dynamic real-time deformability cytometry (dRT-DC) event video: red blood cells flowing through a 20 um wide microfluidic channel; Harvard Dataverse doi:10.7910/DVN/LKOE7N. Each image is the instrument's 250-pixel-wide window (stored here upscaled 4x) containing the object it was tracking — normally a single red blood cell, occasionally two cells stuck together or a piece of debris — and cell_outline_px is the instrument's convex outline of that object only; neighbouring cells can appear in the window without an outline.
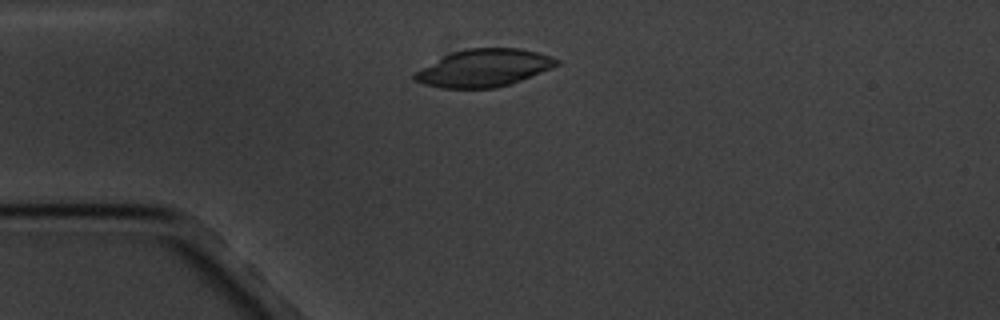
{"species": "common noctule bat (a hibernating species)", "species_latin": "Nyctalus noctula", "temperature_condition": "cold", "stored_images_in_passage": 7, "camera_frame_rate_fps": 3000, "um_per_image_px": 0.085, "animal": {"sex": "male", "body_mass_g": 20.1, "forearm_length_mm": 53.5}, "frame": {"image": 1, "passage_image": 4, "time_ms": 3.667, "image_size_px": [1000, 320], "cell_outline_px": [[560, 64], [552, 68], [520, 80], [496, 88], [440, 88], [424, 84], [416, 80], [412, 76], [416, 72], [444, 56], [452, 52], [468, 48], [520, 48], [552, 56], [560, 60]], "centroid_in_image_um": [41.18, 5.77], "position_along_channel_um": 43.8, "area_um2": 30.63}}